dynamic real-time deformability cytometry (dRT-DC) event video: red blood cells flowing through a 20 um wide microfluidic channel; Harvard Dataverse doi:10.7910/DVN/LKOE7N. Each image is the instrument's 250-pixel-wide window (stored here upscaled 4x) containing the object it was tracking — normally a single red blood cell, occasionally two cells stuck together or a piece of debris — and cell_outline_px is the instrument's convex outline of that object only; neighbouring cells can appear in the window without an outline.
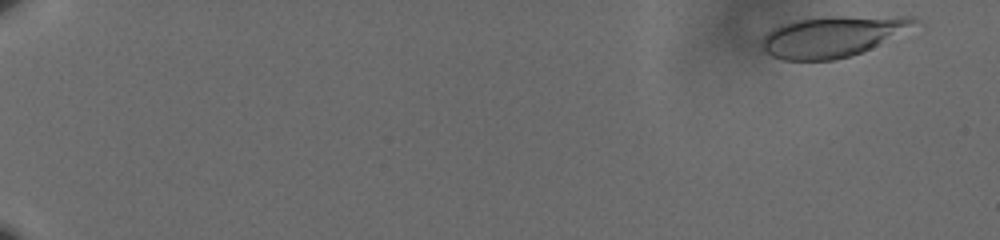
{"species": "human", "species_latin": "Homo sapiens", "temperature_condition": "cold", "stored_images_in_passage": 61, "camera_frame_rate_fps": 3000, "um_per_image_px": 0.085, "donor": {"sex": "male"}, "frame": {"image": 1, "passage_image": 4, "time_ms": 1.0, "image_size_px": [1000, 240], "cell_outline_px": [[916, 20], [876, 44], [860, 52], [848, 56], [832, 60], [780, 60], [764, 52], [764, 36], [772, 28], [780, 24], [796, 20], [824, 16], [912, 16]], "centroid_in_image_um": [70.57, 3.09], "position_along_channel_um": 14.4, "area_um2": 34.97}}
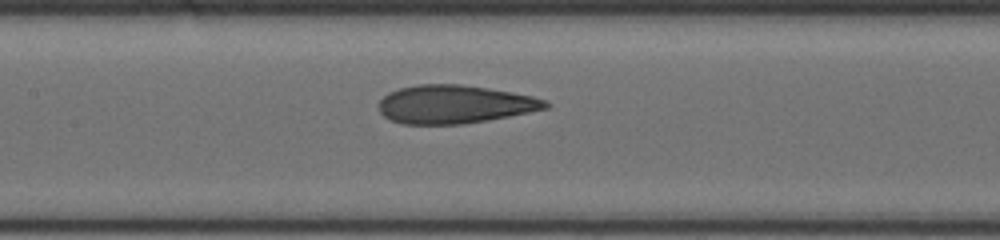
{"frame": {"image": 2, "passage_image": 33, "time_ms": 10.667, "image_size_px": [1000, 240], "cell_outline_px": [[552, 104], [548, 108], [488, 120], [460, 124], [400, 124], [384, 116], [380, 112], [380, 100], [388, 92], [400, 88], [416, 84], [460, 84], [488, 88], [512, 92], [532, 96], [548, 100]], "centroid_in_image_um": [38.65, 8.86], "position_along_channel_um": 168.7, "area_um2": 37.22}}
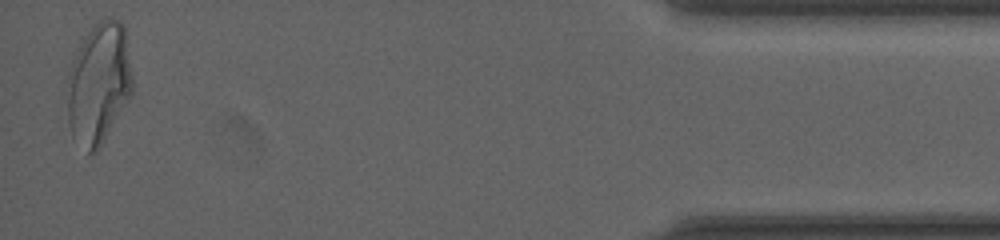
{"frame": {"image": 3, "passage_image": 60, "time_ms": 19.667, "image_size_px": [1000, 240], "cell_outline_px": [[132, 96], [96, 152], [88, 152], [72, 136], [68, 124], [68, 72], [76, 52], [84, 36], [104, 16], [108, 16], [120, 20], [124, 24], [132, 76]], "centroid_in_image_um": [8.41, 7.06], "position_along_channel_um": 426.8, "area_um2": 46.01}, "authors_computed_cell_mechanics": {"area_um2": 36.992, "velocity_mm_per_s": 3.5955, "shape_relaxation_time_tau1_ms": 6.3551, "shape_relaxation_time_tau2_ms": 1.4004, "deformation_change_tau1": 0.1808, "deformation_change_tau2": 0.0907}}